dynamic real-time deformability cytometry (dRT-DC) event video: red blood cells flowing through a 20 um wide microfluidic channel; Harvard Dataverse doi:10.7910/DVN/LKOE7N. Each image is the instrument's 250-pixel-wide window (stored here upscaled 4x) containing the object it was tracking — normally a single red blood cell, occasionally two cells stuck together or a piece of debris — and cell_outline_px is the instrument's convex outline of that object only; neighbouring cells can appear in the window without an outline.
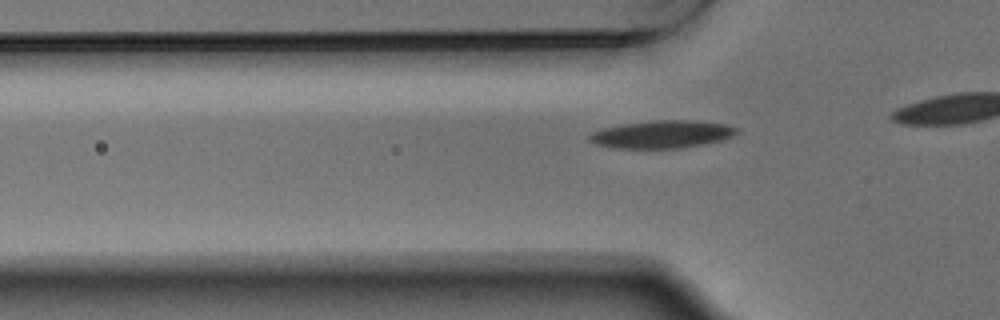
{"species": "Egyptian fruit bat (a non-hibernating species)", "species_latin": "Rousettus aegyptiacus", "temperature_condition": "warm", "stored_images_in_passage": 29, "camera_frame_rate_fps": 3000, "um_per_image_px": 0.085, "animal": {"sex": "male"}, "frame": {"image": 1, "passage_image": 4, "time_ms": 1.0, "image_size_px": [1000, 320], "cell_outline_px": [[740, 128], [732, 136], [724, 140], [680, 148], [612, 148], [596, 144], [588, 140], [588, 136], [592, 132], [604, 128], [620, 124], [652, 120], [696, 120], [724, 124]], "centroid_in_image_um": [56.26, 11.41], "position_along_channel_um": 69.5, "area_um2": 23.87}}
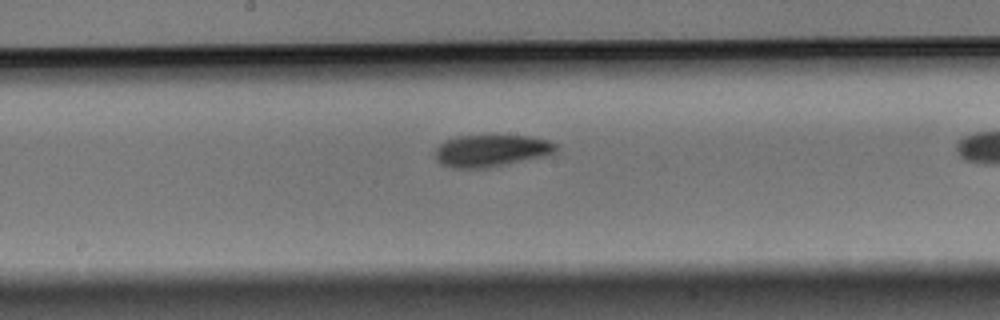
{"frame": {"image": 2, "passage_image": 15, "time_ms": 4.667, "image_size_px": [1000, 320], "cell_outline_px": [[556, 148], [552, 152], [544, 156], [492, 168], [452, 168], [440, 164], [436, 160], [436, 148], [444, 140], [456, 136], [532, 136], [548, 140], [556, 144]], "centroid_in_image_um": [41.72, 12.82], "position_along_channel_um": 206.5, "area_um2": 22.6}}
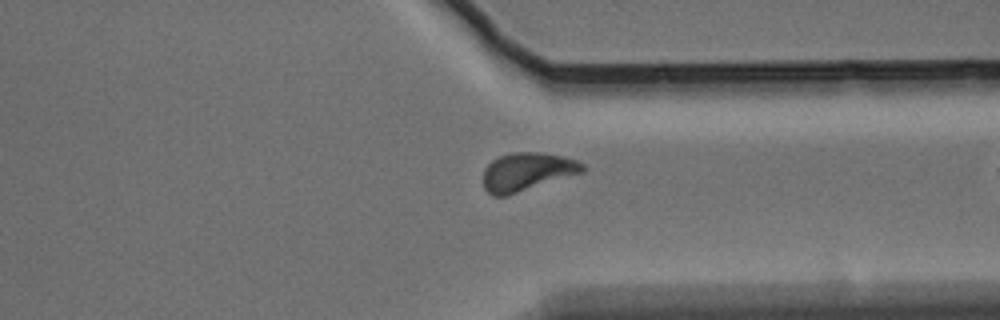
{"frame": {"image": 3, "passage_image": 28, "time_ms": 9.0, "image_size_px": [1000, 320], "cell_outline_px": [[588, 168], [584, 172], [508, 196], [492, 196], [484, 188], [484, 168], [492, 160], [500, 156], [512, 152], [540, 152], [564, 156], [576, 160], [584, 164]], "centroid_in_image_um": [44.83, 14.6], "position_along_channel_um": 366.6, "area_um2": 22.43}}